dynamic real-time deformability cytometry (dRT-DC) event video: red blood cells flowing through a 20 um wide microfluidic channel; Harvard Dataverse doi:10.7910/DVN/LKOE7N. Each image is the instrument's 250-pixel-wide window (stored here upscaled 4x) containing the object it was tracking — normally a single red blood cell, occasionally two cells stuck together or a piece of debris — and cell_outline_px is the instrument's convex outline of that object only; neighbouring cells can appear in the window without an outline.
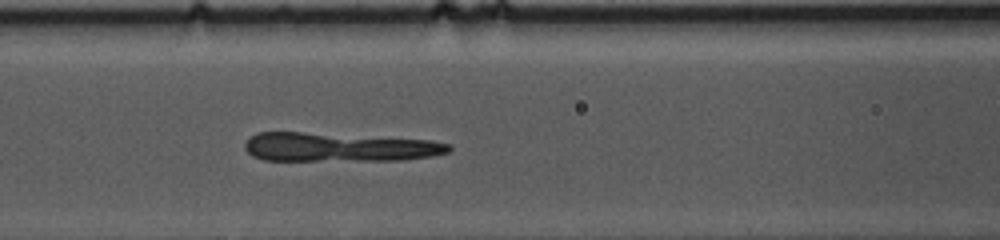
{"species": "common noctule bat (a hibernating species)", "species_latin": "Nyctalus noctula", "temperature_condition": "cold", "stored_images_in_passage": 44, "camera_frame_rate_fps": 3000, "um_per_image_px": 0.085, "animal": {"sex": "female", "body_mass_g": 10.0, "forearm_length_mm": 53.1}, "frame": {"image": 1, "passage_image": 11, "time_ms": 3.333, "image_size_px": [1000, 240], "cell_outline_px": [[452, 148], [448, 152], [432, 156], [404, 160], [264, 160], [252, 156], [244, 148], [244, 144], [256, 132], [304, 132], [428, 140], [448, 144]], "centroid_in_image_um": [28.78, 12.51], "position_along_channel_um": 137.8, "area_um2": 34.1}}
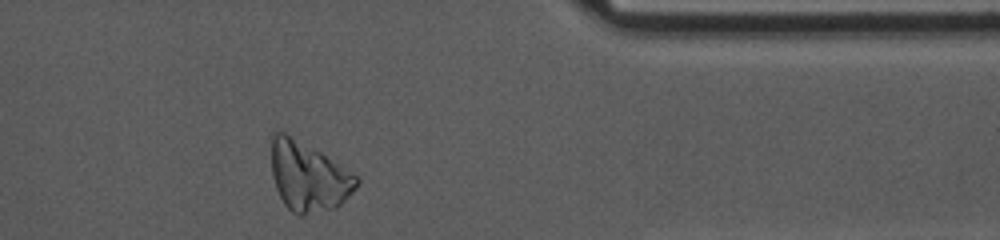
{"frame": {"image": 2, "passage_image": 33, "time_ms": 10.667, "image_size_px": [1000, 240], "cell_outline_px": [[360, 184], [336, 208], [300, 216], [292, 212], [284, 204], [276, 188], [272, 176], [272, 132], [284, 132], [320, 152], [352, 172], [360, 180]], "centroid_in_image_um": [26.21, 15.03], "position_along_channel_um": 385.2, "area_um2": 34.1}}